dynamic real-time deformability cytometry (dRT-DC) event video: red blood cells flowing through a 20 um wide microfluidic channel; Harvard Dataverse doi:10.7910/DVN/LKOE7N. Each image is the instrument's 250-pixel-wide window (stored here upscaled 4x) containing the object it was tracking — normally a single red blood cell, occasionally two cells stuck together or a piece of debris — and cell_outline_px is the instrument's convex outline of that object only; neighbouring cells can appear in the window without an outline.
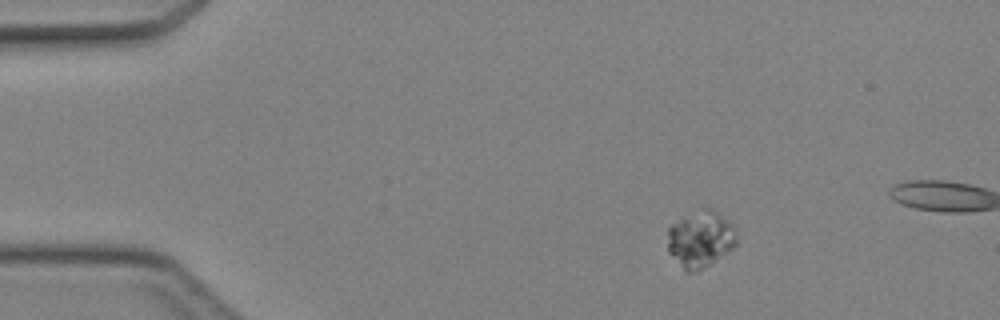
{"species": "Egyptian fruit bat (a non-hibernating species)", "species_latin": "Rousettus aegyptiacus", "temperature_condition": "cold", "stored_images_in_passage": 13, "camera_frame_rate_fps": 3000, "um_per_image_px": 0.085, "animal": {"sex": "female"}, "frame": {"image": 1, "passage_image": 6, "time_ms": 1.667, "image_size_px": [1000, 320], "cell_outline_px": [[736, 244], [732, 248], [696, 272], [684, 272], [668, 252], [668, 228], [672, 224], [704, 208], [708, 208], [716, 212], [736, 224]], "centroid_in_image_um": [59.54, 20.34], "position_along_channel_um": 25.5, "area_um2": 22.48}}